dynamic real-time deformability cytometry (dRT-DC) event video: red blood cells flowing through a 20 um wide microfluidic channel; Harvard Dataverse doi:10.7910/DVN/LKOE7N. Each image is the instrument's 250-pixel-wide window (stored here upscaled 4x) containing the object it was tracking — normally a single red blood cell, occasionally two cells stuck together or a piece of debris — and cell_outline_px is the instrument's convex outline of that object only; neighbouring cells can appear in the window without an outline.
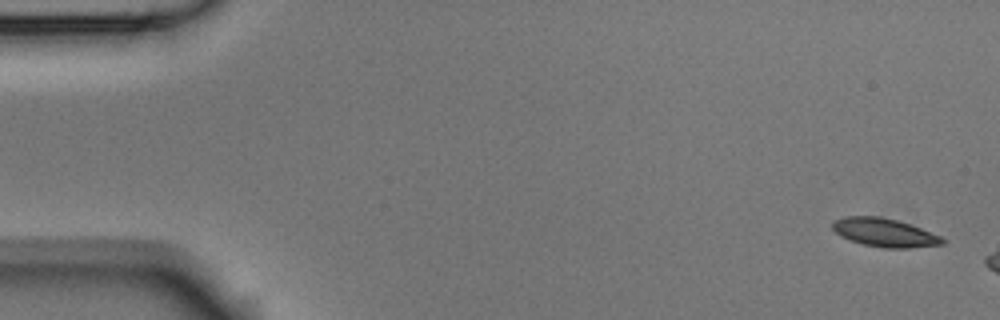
{"species": "Egyptian fruit bat (a non-hibernating species)", "species_latin": "Rousettus aegyptiacus", "temperature_condition": "room temperature", "stored_images_in_passage": 3, "camera_frame_rate_fps": 3000, "um_per_image_px": 0.085, "animal": {"sex": "male"}, "frame": {"image": 1, "passage_image": 1, "time_ms": 0.0, "image_size_px": [1000, 320], "cell_outline_px": [[944, 244], [908, 248], [884, 248], [864, 244], [840, 236], [832, 228], [832, 220], [844, 216], [880, 216], [896, 220], [920, 228], [940, 236], [944, 240]], "centroid_in_image_um": [75.14, 19.76], "position_along_channel_um": 9.9, "area_um2": 18.03}}